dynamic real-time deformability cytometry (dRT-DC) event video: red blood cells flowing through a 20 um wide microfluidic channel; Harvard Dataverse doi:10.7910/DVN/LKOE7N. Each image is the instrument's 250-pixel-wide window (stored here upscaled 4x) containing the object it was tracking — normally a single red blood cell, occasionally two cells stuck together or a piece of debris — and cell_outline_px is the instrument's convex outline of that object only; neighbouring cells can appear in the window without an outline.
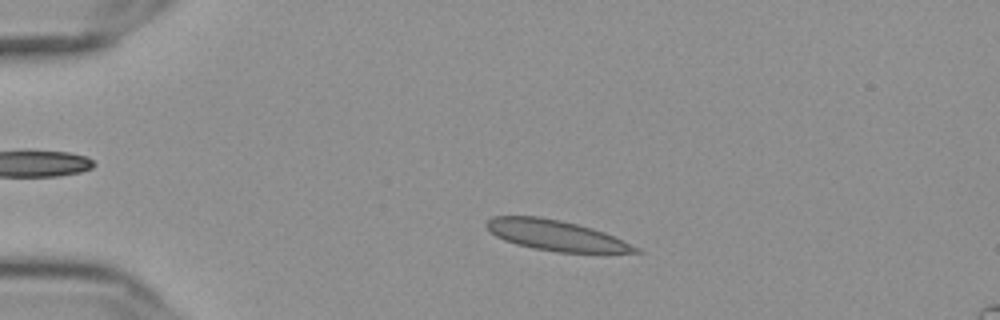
{"species": "Egyptian fruit bat (a non-hibernating species)", "species_latin": "Rousettus aegyptiacus", "temperature_condition": "cold", "stored_images_in_passage": 53, "camera_frame_rate_fps": 3000, "um_per_image_px": 0.085, "frame": {"image": 1, "passage_image": 9, "time_ms": 2.667, "image_size_px": [1000, 320], "cell_outline_px": [[644, 252], [556, 252], [532, 248], [516, 244], [504, 240], [496, 236], [484, 224], [492, 216], [540, 216], [560, 220], [592, 228], [604, 232], [640, 248]], "centroid_in_image_um": [47.22, 20.0], "position_along_channel_um": 37.8, "area_um2": 26.18}}
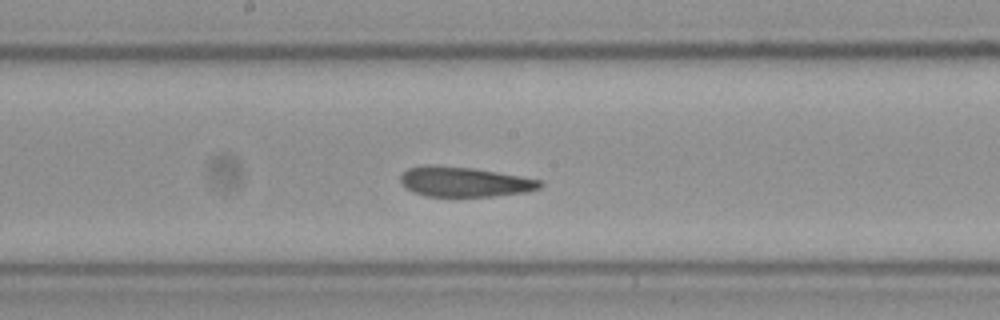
{"frame": {"image": 2, "passage_image": 27, "time_ms": 8.667, "image_size_px": [1000, 320], "cell_outline_px": [[544, 184], [540, 188], [524, 192], [492, 196], [424, 196], [412, 192], [400, 184], [400, 176], [408, 168], [424, 164], [436, 164], [472, 168], [520, 176], [540, 180]], "centroid_in_image_um": [39.4, 15.44], "position_along_channel_um": 208.8, "area_um2": 24.45}}
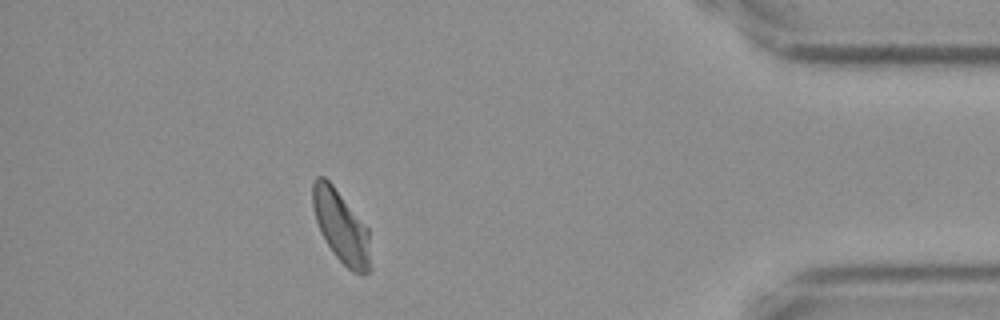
{"frame": {"image": 3, "passage_image": 47, "time_ms": 15.333, "image_size_px": [1000, 320], "cell_outline_px": [[372, 268], [364, 276], [360, 276], [352, 272], [332, 252], [320, 232], [312, 208], [312, 184], [316, 176], [324, 176], [332, 184], [368, 228]], "centroid_in_image_um": [29.01, 19.31], "position_along_channel_um": 406.2, "area_um2": 24.57}, "authors_computed_cell_mechanics": {"area_um2": 25.2008, "velocity_mm_per_s": 3.593, "shape_relaxation_time_tau1_ms": 6.5288, "shape_relaxation_time_tau2_ms": 1.6094, "deformation_change_tau1": 0.1541, "deformation_change_tau2": 0.0733}}